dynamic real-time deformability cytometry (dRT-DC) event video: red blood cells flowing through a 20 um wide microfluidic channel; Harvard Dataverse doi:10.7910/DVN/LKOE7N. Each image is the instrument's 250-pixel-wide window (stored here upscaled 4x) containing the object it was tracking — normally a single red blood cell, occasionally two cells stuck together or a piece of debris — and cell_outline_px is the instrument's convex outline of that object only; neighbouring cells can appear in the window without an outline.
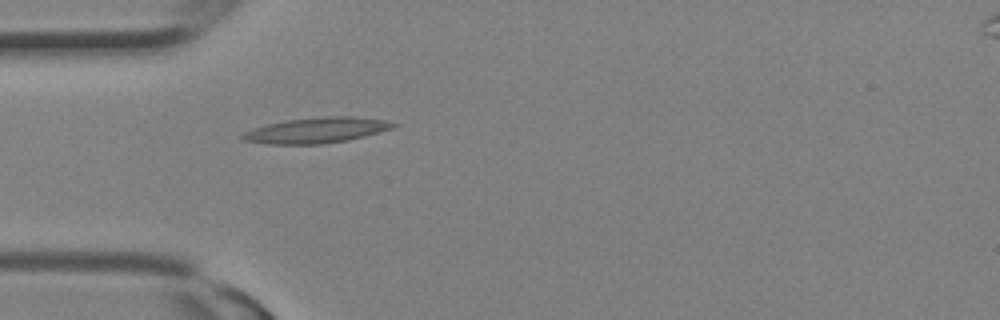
{"species": "Egyptian fruit bat (a non-hibernating species)", "species_latin": "Rousettus aegyptiacus", "temperature_condition": "room temperature", "stored_images_in_passage": 1, "camera_frame_rate_fps": 3000, "um_per_image_px": 0.085, "animal": {"sex": "female"}, "frame": {"image": 1, "passage_image": 1, "time_ms": 0.0, "image_size_px": [1000, 320], "cell_outline_px": [[400, 124], [392, 128], [380, 132], [348, 140], [320, 144], [268, 144], [244, 140], [240, 136], [244, 132], [252, 128], [268, 124], [288, 120], [324, 116], [352, 116], [384, 120]], "centroid_in_image_um": [26.91, 11.07], "position_along_channel_um": 58.1, "area_um2": 22.31}}